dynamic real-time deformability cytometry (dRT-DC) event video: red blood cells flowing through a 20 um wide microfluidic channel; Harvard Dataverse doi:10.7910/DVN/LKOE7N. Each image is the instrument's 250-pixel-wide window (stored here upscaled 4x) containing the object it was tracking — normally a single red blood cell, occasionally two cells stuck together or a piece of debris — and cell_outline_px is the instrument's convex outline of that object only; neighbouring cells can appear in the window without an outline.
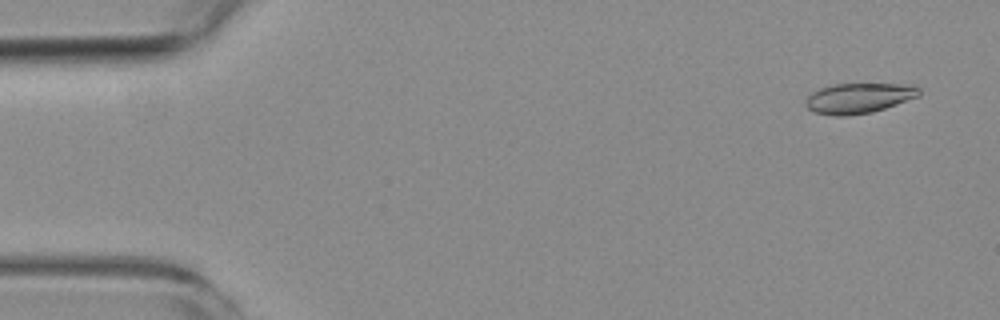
{"species": "common noctule bat (a hibernating species)", "species_latin": "Nyctalus noctula", "temperature_condition": "room temperature", "stored_images_in_passage": 4, "camera_frame_rate_fps": 3000, "um_per_image_px": 0.085, "animal": {"sex": "female", "body_mass_g": 19.3, "forearm_length_mm": 54.1}, "frame": {"image": 1, "passage_image": 1, "time_ms": 0.0, "image_size_px": [1000, 320], "cell_outline_px": [[920, 96], [872, 112], [848, 116], [836, 116], [816, 112], [808, 108], [804, 104], [804, 100], [812, 92], [820, 88], [832, 84], [916, 84], [920, 88]], "centroid_in_image_um": [73.01, 8.33], "position_along_channel_um": 12.0, "area_um2": 20.11}}
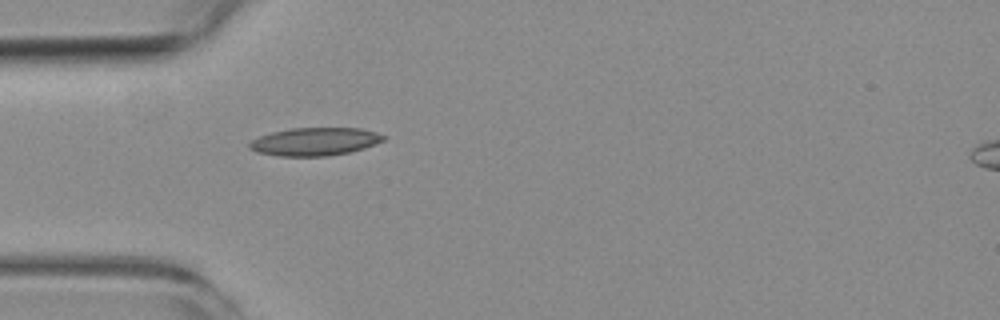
{"frame": {"image": 2, "passage_image": 4, "time_ms": 4.333, "image_size_px": [1000, 320], "cell_outline_px": [[384, 140], [376, 144], [352, 152], [328, 156], [280, 156], [256, 152], [248, 148], [248, 144], [252, 140], [260, 136], [272, 132], [292, 128], [360, 128], [376, 132], [384, 136]], "centroid_in_image_um": [26.76, 12.04], "position_along_channel_um": 58.2, "area_um2": 21.91}}